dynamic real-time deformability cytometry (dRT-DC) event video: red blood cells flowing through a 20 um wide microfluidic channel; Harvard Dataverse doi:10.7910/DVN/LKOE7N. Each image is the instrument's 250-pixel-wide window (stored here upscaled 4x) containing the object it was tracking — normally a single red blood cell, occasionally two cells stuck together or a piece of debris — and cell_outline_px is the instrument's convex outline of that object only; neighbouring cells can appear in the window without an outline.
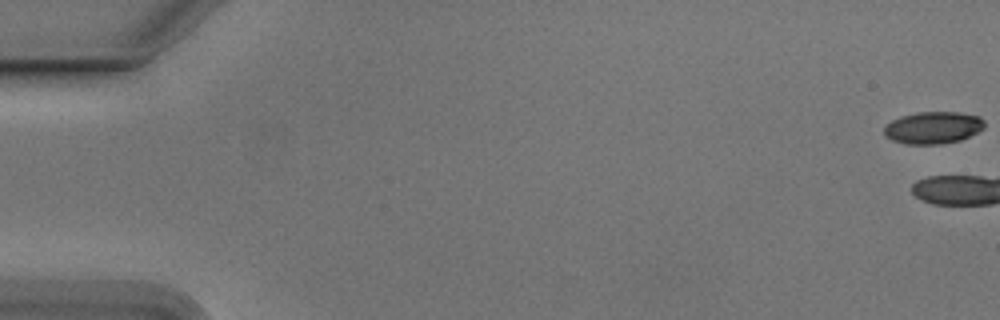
{"species": "Egyptian fruit bat (a non-hibernating species)", "species_latin": "Rousettus aegyptiacus", "temperature_condition": "cold", "stored_images_in_passage": 7, "camera_frame_rate_fps": 3000, "um_per_image_px": 0.085, "animal": {"sex": "male"}, "frame": {"image": 1, "passage_image": 1, "time_ms": 0.0, "image_size_px": [1000, 320], "cell_outline_px": [[984, 128], [960, 140], [940, 144], [904, 144], [892, 140], [884, 136], [884, 128], [892, 120], [900, 116], [916, 112], [960, 112], [980, 116], [984, 120]], "centroid_in_image_um": [79.3, 10.84], "position_along_channel_um": 5.7, "area_um2": 18.84}}